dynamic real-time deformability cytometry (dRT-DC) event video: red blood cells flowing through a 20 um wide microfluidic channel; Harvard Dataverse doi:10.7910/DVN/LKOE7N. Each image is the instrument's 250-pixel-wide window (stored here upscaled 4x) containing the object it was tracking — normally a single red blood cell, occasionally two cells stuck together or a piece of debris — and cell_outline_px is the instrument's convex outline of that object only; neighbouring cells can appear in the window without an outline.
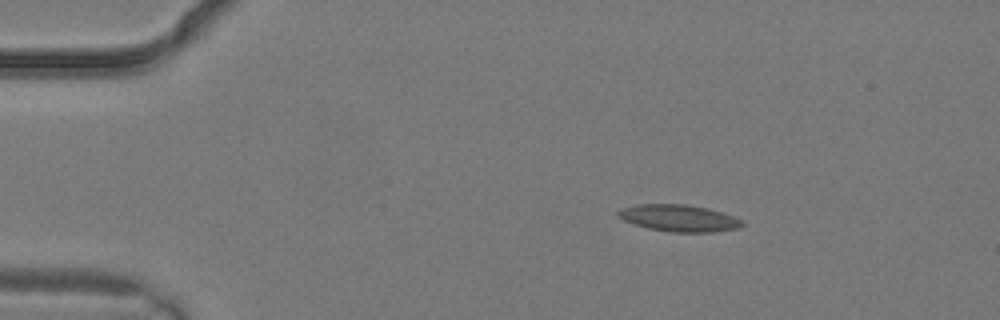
{"species": "common noctule bat (a hibernating species)", "species_latin": "Nyctalus noctula", "temperature_condition": "warm", "stored_images_in_passage": 2, "camera_frame_rate_fps": 3000, "um_per_image_px": 0.085, "animal": {"sex": "male", "body_mass_g": 19.2, "forearm_length_mm": 51.8}, "frame": {"image": 1, "passage_image": 1, "time_ms": 0.0, "image_size_px": [1000, 320], "cell_outline_px": [[744, 224], [740, 228], [712, 232], [668, 232], [648, 228], [624, 220], [616, 216], [616, 212], [620, 208], [636, 204], [684, 204], [708, 208], [744, 220]], "centroid_in_image_um": [57.7, 18.54], "position_along_channel_um": 27.3, "area_um2": 19.48}}
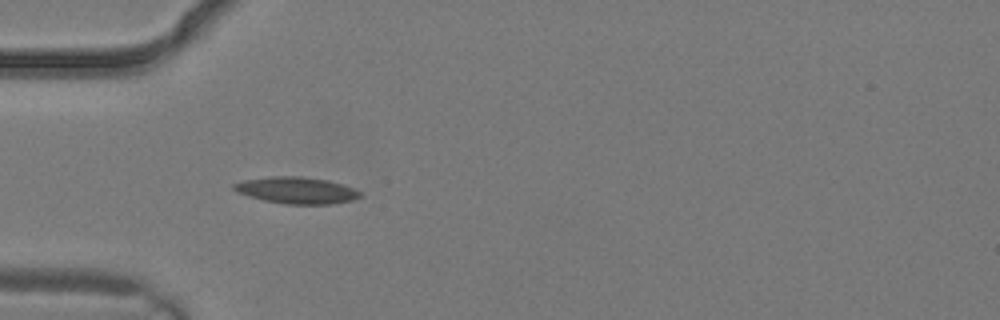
{"frame": {"image": 2, "passage_image": 2, "time_ms": 0.333, "image_size_px": [1000, 320], "cell_outline_px": [[360, 196], [352, 200], [332, 204], [284, 204], [264, 200], [248, 196], [232, 188], [232, 184], [244, 180], [272, 176], [300, 176], [328, 180], [344, 184], [360, 192]], "centroid_in_image_um": [25.21, 16.17], "position_along_channel_um": 59.8, "area_um2": 19.48}}